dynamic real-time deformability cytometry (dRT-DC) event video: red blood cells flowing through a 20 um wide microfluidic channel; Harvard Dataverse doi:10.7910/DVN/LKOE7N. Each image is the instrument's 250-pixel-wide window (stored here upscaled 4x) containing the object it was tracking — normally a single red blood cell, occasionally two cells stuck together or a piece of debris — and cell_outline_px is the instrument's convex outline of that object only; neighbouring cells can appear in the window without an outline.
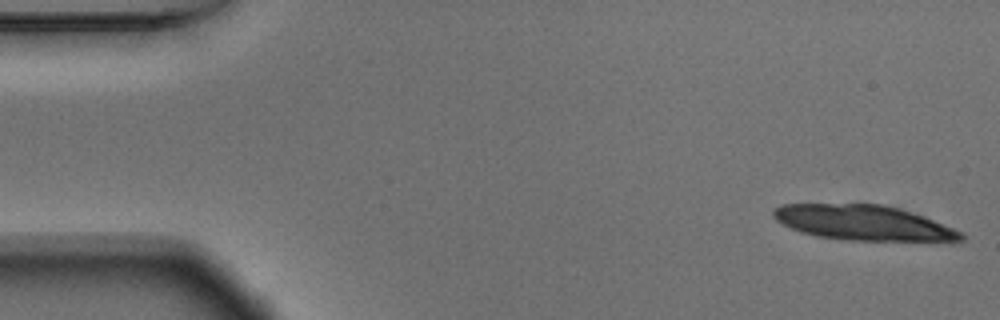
{"species": "Egyptian fruit bat (a non-hibernating species)", "species_latin": "Rousettus aegyptiacus", "temperature_condition": "warm", "stored_images_in_passage": 14, "camera_frame_rate_fps": 3000, "um_per_image_px": 0.085, "animal": {"sex": "male"}, "frame": {"image": 1, "passage_image": 1, "time_ms": 0.0, "image_size_px": [1000, 320], "cell_outline_px": [[964, 240], [848, 240], [816, 236], [800, 232], [776, 220], [772, 216], [772, 208], [780, 204], [880, 204], [896, 208], [932, 220], [952, 228], [960, 232], [964, 236]], "centroid_in_image_um": [73.25, 18.92], "position_along_channel_um": 11.7, "area_um2": 37.51}}